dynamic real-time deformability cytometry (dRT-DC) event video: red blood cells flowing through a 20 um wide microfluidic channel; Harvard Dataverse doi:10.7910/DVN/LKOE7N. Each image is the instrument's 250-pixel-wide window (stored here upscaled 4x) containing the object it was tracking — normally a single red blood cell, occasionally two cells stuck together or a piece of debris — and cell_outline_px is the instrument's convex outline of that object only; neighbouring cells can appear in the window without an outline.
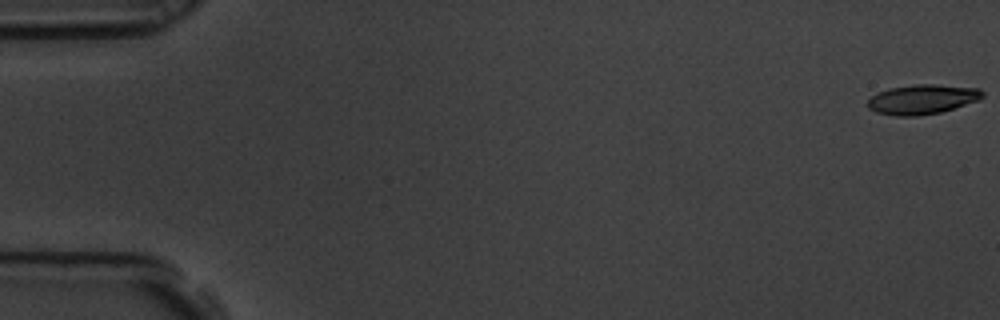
{"species": "common noctule bat (a hibernating species)", "species_latin": "Nyctalus noctula", "temperature_condition": "room temperature", "stored_images_in_passage": 6, "camera_frame_rate_fps": 3000, "um_per_image_px": 0.085, "animal": {"sex": "male", "body_mass_g": 19.5, "forearm_length_mm": 54.6}, "frame": {"image": 1, "passage_image": 1, "time_ms": 0.0, "image_size_px": [1000, 320], "cell_outline_px": [[984, 96], [980, 100], [940, 112], [916, 116], [896, 116], [876, 112], [868, 108], [868, 100], [876, 92], [888, 88], [916, 84], [932, 84], [980, 88], [984, 92]], "centroid_in_image_um": [78.4, 8.43], "position_along_channel_um": 6.6, "area_um2": 19.94}}
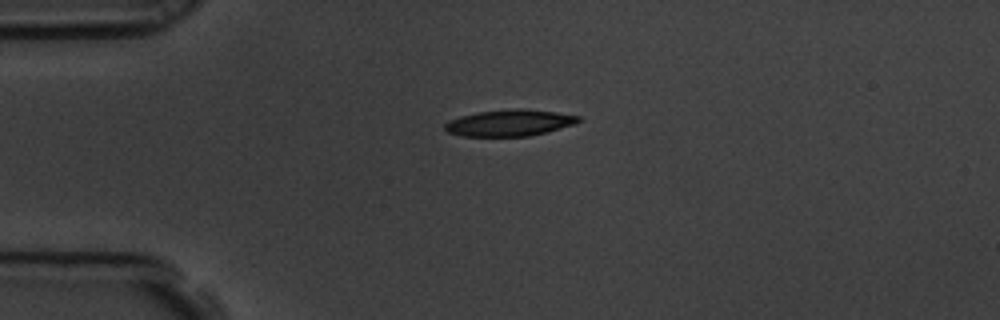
{"frame": {"image": 2, "passage_image": 5, "time_ms": 1.333, "image_size_px": [1000, 320], "cell_outline_px": [[580, 120], [576, 124], [548, 132], [528, 136], [460, 136], [448, 132], [444, 128], [444, 124], [448, 120], [460, 116], [480, 112], [520, 108], [556, 112], [580, 116]], "centroid_in_image_um": [43.32, 10.45], "position_along_channel_um": 41.7, "area_um2": 20.58}}